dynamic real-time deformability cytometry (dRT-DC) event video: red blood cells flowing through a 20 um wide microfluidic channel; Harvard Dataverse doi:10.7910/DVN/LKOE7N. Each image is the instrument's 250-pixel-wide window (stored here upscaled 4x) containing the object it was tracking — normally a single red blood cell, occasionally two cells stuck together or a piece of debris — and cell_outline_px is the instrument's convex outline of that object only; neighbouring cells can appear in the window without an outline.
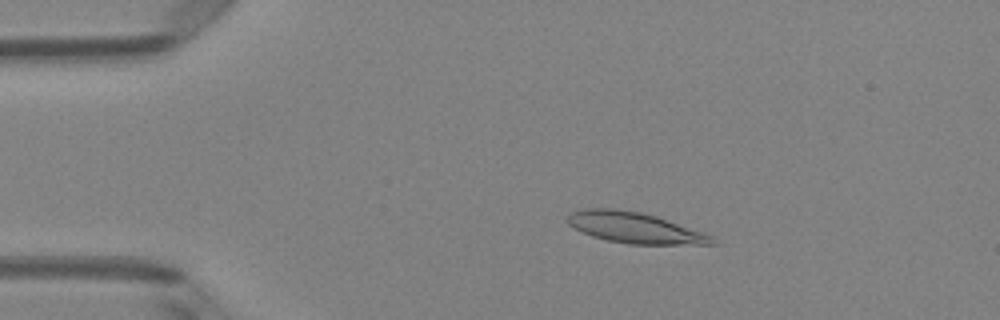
{"species": "Egyptian fruit bat (a non-hibernating species)", "species_latin": "Rousettus aegyptiacus", "temperature_condition": "room temperature", "stored_images_in_passage": 4, "camera_frame_rate_fps": 3000, "um_per_image_px": 0.085, "animal": {"sex": "female"}, "frame": {"image": 1, "passage_image": 2, "time_ms": 0.333, "image_size_px": [1000, 320], "cell_outline_px": [[716, 244], [628, 244], [608, 240], [592, 236], [580, 232], [568, 224], [568, 216], [572, 212], [580, 208], [616, 208], [640, 212], [656, 216], [704, 232], [712, 236]], "centroid_in_image_um": [53.92, 19.35], "position_along_channel_um": 31.1, "area_um2": 25.95}}
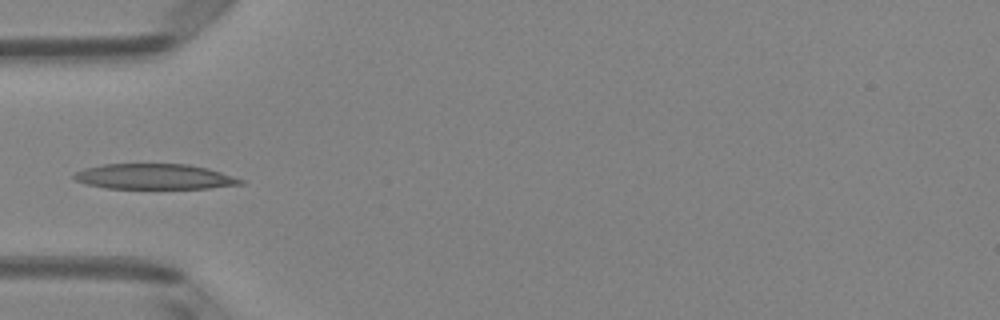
{"frame": {"image": 2, "passage_image": 4, "time_ms": 1.0, "image_size_px": [1000, 320], "cell_outline_px": [[244, 184], [208, 188], [108, 188], [88, 184], [76, 180], [72, 176], [76, 172], [84, 168], [104, 164], [188, 164], [208, 168], [244, 180]], "centroid_in_image_um": [13.14, 15.0], "position_along_channel_um": 71.9, "area_um2": 24.39}}